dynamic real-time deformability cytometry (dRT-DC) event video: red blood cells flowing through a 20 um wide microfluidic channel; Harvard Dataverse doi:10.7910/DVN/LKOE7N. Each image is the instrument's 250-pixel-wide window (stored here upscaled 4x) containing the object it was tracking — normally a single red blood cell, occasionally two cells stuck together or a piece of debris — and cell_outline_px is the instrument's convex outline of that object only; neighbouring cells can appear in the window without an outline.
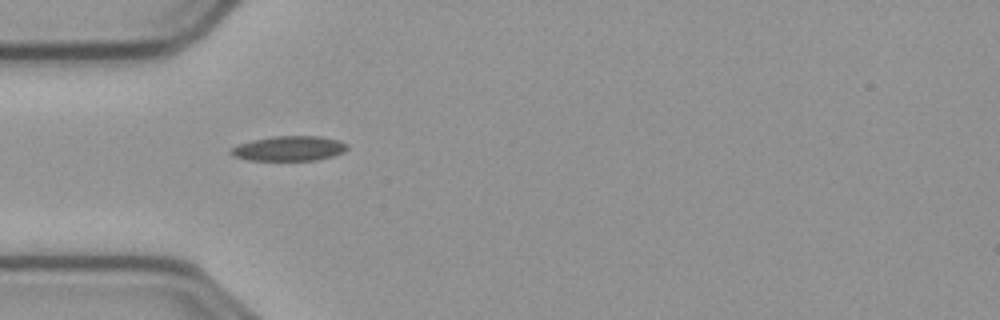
{"species": "common noctule bat (a hibernating species)", "species_latin": "Nyctalus noctula", "temperature_condition": "cold", "stored_images_in_passage": 41, "camera_frame_rate_fps": 3000, "um_per_image_px": 0.085, "animal": {"sex": "male", "body_mass_g": 23.1, "forearm_length_mm": 52.7}, "frame": {"image": 1, "passage_image": 1, "time_ms": 0.0, "image_size_px": [1000, 320], "cell_outline_px": [[348, 148], [344, 152], [332, 156], [316, 160], [248, 160], [232, 156], [228, 152], [232, 148], [240, 144], [252, 140], [272, 136], [320, 136], [336, 140], [348, 144]], "centroid_in_image_um": [24.56, 12.62], "position_along_channel_um": 60.4, "area_um2": 16.82}}
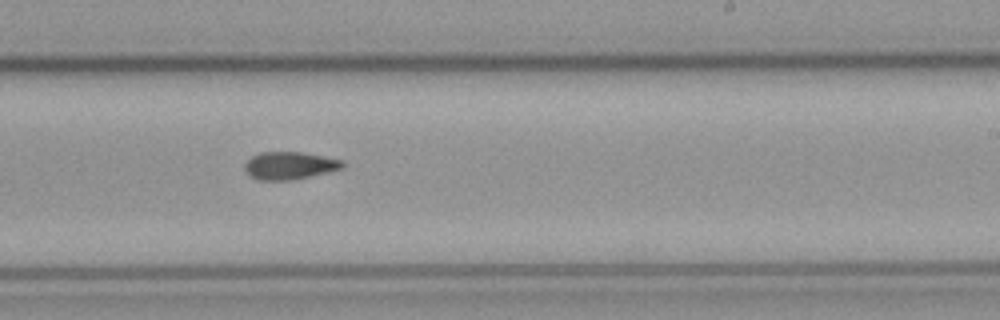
{"frame": {"image": 2, "passage_image": 18, "time_ms": 5.667, "image_size_px": [1000, 320], "cell_outline_px": [[344, 168], [292, 180], [260, 180], [252, 176], [244, 168], [244, 164], [252, 156], [260, 152], [304, 152], [344, 160]], "centroid_in_image_um": [24.64, 14.06], "position_along_channel_um": 264.4, "area_um2": 15.66}}
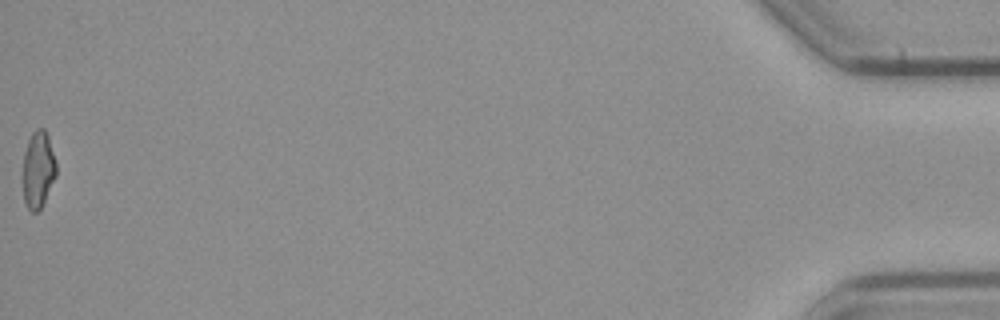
{"frame": {"image": 3, "passage_image": 41, "time_ms": 13.333, "image_size_px": [1000, 320], "cell_outline_px": [[56, 176], [40, 208], [36, 212], [32, 212], [28, 208], [24, 200], [24, 152], [28, 140], [32, 132], [36, 128], [44, 128], [48, 136], [56, 164]], "centroid_in_image_um": [3.25, 14.38], "position_along_channel_um": 432.0, "area_um2": 14.57}, "authors_computed_cell_mechanics": {"area_um2": 15.606, "velocity_mm_per_s": 3.6066, "shape_relaxation_time_tau1_ms": 8.73, "shape_relaxation_time_tau2_ms": 9.5458, "deformation_change_tau1": 0.1658, "deformation_change_tau2": 0.1516}}